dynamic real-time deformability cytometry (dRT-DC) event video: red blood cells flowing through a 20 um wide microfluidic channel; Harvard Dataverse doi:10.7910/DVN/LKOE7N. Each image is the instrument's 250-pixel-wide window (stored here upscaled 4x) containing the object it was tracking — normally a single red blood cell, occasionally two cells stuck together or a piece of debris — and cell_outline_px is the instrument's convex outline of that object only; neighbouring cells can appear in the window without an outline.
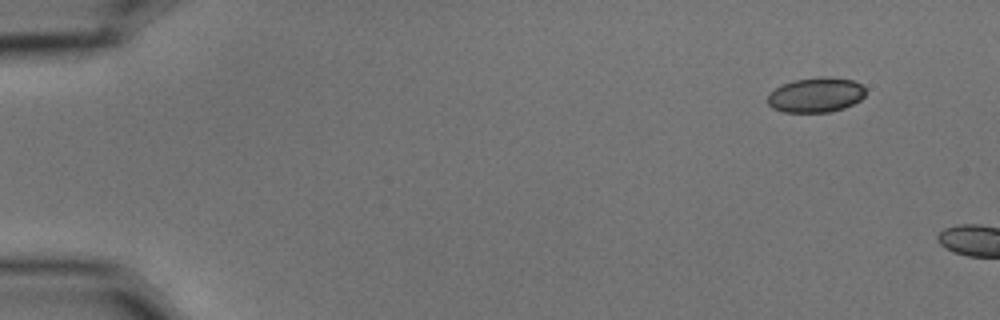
{"species": "common noctule bat (a hibernating species)", "species_latin": "Nyctalus noctula", "temperature_condition": "cold", "stored_images_in_passage": 2, "camera_frame_rate_fps": 3000, "um_per_image_px": 0.085, "animal": {"sex": "male", "body_mass_g": 15.6}, "frame": {"image": 1, "passage_image": 1, "time_ms": 0.0, "image_size_px": [1000, 320], "cell_outline_px": [[864, 96], [860, 100], [844, 108], [828, 112], [784, 112], [772, 108], [768, 104], [768, 92], [792, 80], [820, 76], [852, 80], [860, 84], [864, 88]], "centroid_in_image_um": [69.32, 8.07], "position_along_channel_um": 15.7, "area_um2": 19.83}}